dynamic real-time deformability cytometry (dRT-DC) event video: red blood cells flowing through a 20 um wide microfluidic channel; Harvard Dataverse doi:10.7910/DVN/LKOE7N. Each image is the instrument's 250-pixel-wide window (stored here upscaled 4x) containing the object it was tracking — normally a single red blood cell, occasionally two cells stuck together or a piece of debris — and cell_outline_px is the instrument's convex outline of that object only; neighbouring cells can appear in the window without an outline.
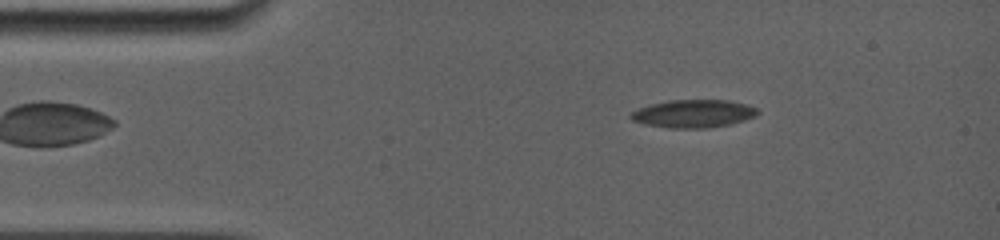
{"species": "common noctule bat (a hibernating species)", "species_latin": "Nyctalus noctula", "temperature_condition": "room temperature", "stored_images_in_passage": 14, "camera_frame_rate_fps": 5000, "um_per_image_px": 0.085, "animal": {"sex": "female", "body_mass_g": 19.0, "forearm_length_mm": 56.7}, "frame": {"image": 1, "passage_image": 7, "time_ms": 2.4, "image_size_px": [1000, 240], "cell_outline_px": [[760, 112], [756, 116], [732, 124], [708, 128], [668, 128], [644, 124], [632, 120], [628, 116], [632, 112], [640, 108], [652, 104], [668, 100], [728, 100], [744, 104], [756, 108]], "centroid_in_image_um": [58.95, 9.67], "position_along_channel_um": 26.1, "area_um2": 20.63}}
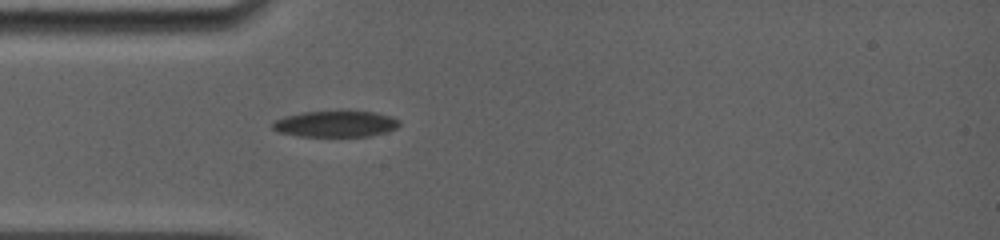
{"frame": {"image": 2, "passage_image": 13, "time_ms": 4.6, "image_size_px": [1000, 240], "cell_outline_px": [[400, 124], [396, 128], [388, 132], [372, 136], [300, 136], [280, 132], [272, 128], [272, 120], [284, 116], [304, 112], [336, 108], [340, 108], [376, 112], [392, 116], [400, 120]], "centroid_in_image_um": [28.57, 10.48], "position_along_channel_um": 56.4, "area_um2": 20.4}}
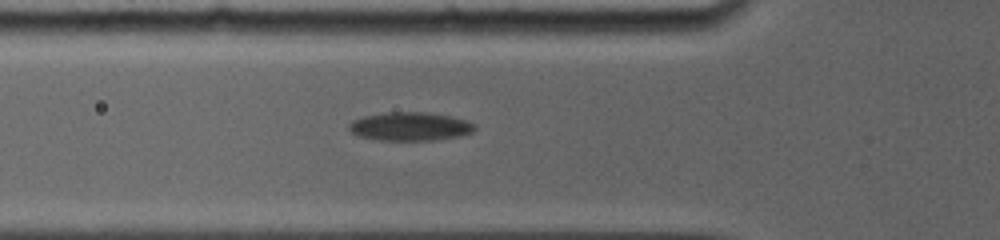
{"frame": {"image": 3, "passage_image": 14, "time_ms": 5.6, "image_size_px": [1000, 240], "cell_outline_px": [[476, 128], [472, 132], [456, 136], [432, 140], [380, 140], [360, 136], [352, 132], [348, 128], [348, 124], [352, 120], [364, 116], [388, 112], [424, 112], [448, 116], [468, 120], [476, 124]], "centroid_in_image_um": [34.85, 10.74], "position_along_channel_um": 91.0, "area_um2": 20.69}}